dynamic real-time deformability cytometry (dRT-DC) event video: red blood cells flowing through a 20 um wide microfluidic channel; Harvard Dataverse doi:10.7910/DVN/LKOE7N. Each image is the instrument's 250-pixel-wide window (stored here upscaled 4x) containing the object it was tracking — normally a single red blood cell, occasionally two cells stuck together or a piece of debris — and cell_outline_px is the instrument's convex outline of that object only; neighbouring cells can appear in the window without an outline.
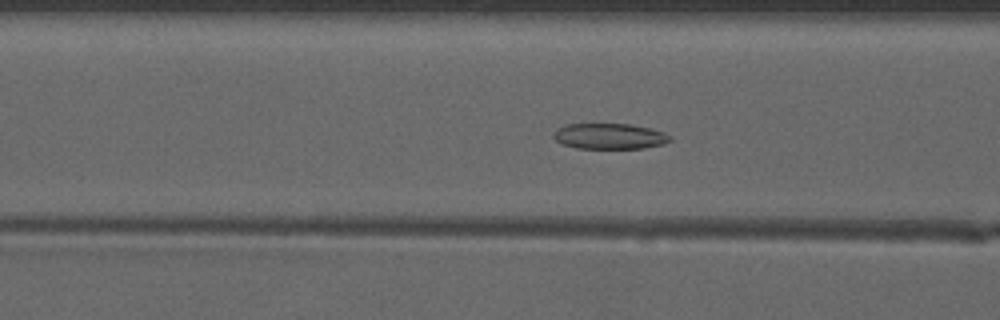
{"species": "common noctule bat (a hibernating species)", "species_latin": "Nyctalus noctula", "temperature_condition": "warm", "stored_images_in_passage": 43, "camera_frame_rate_fps": 3000, "um_per_image_px": 0.085, "animal": {"sex": "male", "forearm_length_mm": 52.5}, "frame": {"image": 1, "passage_image": 15, "time_ms": 4.667, "image_size_px": [1000, 320], "cell_outline_px": [[672, 140], [664, 144], [644, 148], [576, 148], [560, 144], [552, 136], [556, 128], [568, 124], [632, 124], [664, 132], [672, 136]], "centroid_in_image_um": [51.81, 11.58], "position_along_channel_um": 114.8, "area_um2": 17.57}}
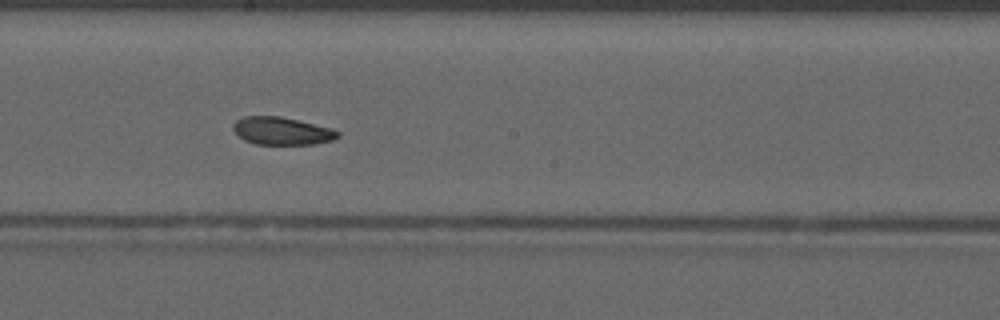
{"frame": {"image": 2, "passage_image": 23, "time_ms": 7.333, "image_size_px": [1000, 320], "cell_outline_px": [[340, 136], [332, 140], [312, 144], [256, 144], [244, 140], [232, 128], [232, 124], [236, 120], [244, 116], [280, 116], [332, 128], [340, 132]], "centroid_in_image_um": [23.95, 11.12], "position_along_channel_um": 224.2, "area_um2": 16.82}}
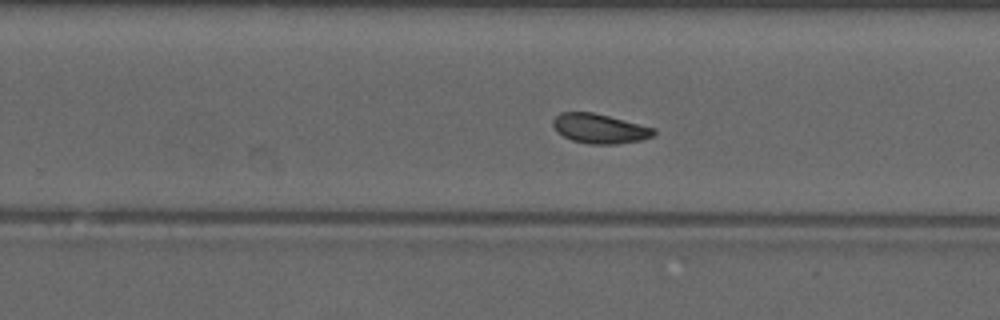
{"frame": {"image": 3, "passage_image": 27, "time_ms": 8.667, "image_size_px": [1000, 320], "cell_outline_px": [[656, 132], [652, 136], [640, 140], [616, 144], [588, 144], [572, 140], [556, 132], [552, 124], [552, 120], [560, 112], [592, 112], [656, 128]], "centroid_in_image_um": [50.94, 10.93], "position_along_channel_um": 278.9, "area_um2": 17.34}, "authors_computed_cell_mechanics": {"area_um2": 17.629, "velocity_mm_per_s": 4.1091, "shape_relaxation_time_tau1_ms": null, "shape_relaxation_time_tau2_ms": 2.3539, "deformation_change_tau1": null, "deformation_change_tau2": 0.0775}}